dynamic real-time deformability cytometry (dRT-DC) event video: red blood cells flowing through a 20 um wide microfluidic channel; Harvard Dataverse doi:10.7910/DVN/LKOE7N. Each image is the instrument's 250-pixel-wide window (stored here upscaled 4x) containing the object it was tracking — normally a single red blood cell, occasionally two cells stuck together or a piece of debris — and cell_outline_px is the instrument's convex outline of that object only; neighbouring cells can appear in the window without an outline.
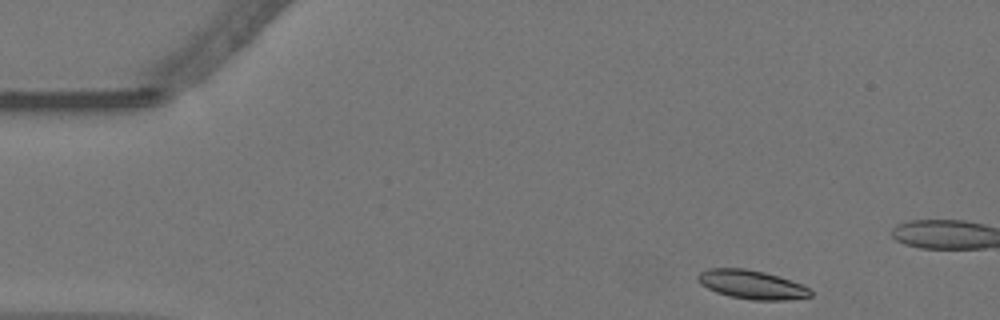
{"species": "Egyptian fruit bat (a non-hibernating species)", "species_latin": "Rousettus aegyptiacus", "temperature_condition": "warm", "stored_images_in_passage": 40, "camera_frame_rate_fps": 3000, "um_per_image_px": 0.085, "animal": {"sex": "female"}, "frame": {"image": 1, "passage_image": 1, "time_ms": 0.0, "image_size_px": [1000, 320], "cell_outline_px": [[812, 296], [788, 300], [752, 300], [728, 296], [716, 292], [700, 284], [696, 280], [696, 276], [700, 272], [708, 268], [744, 268], [764, 272], [792, 280], [804, 284], [812, 292]], "centroid_in_image_um": [63.89, 24.19], "position_along_channel_um": 21.1, "area_um2": 19.13}}
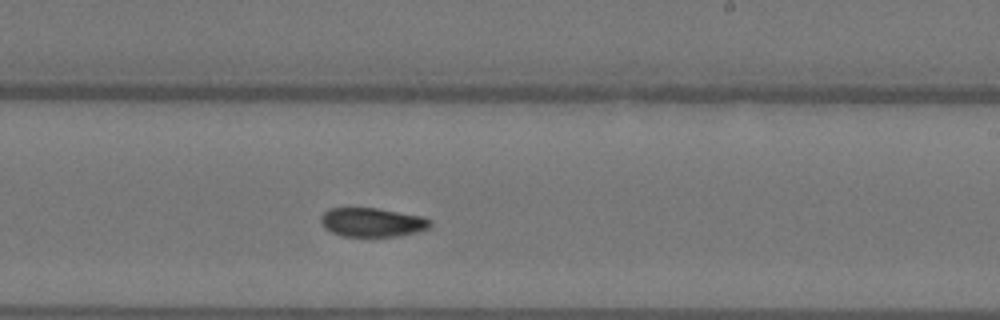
{"frame": {"image": 2, "passage_image": 28, "time_ms": 9.0, "image_size_px": [1000, 320], "cell_outline_px": [[432, 224], [428, 228], [420, 232], [400, 236], [340, 236], [324, 228], [320, 220], [320, 216], [328, 208], [376, 208], [424, 216], [432, 220]], "centroid_in_image_um": [31.66, 18.9], "position_along_channel_um": 257.3, "area_um2": 18.73}}
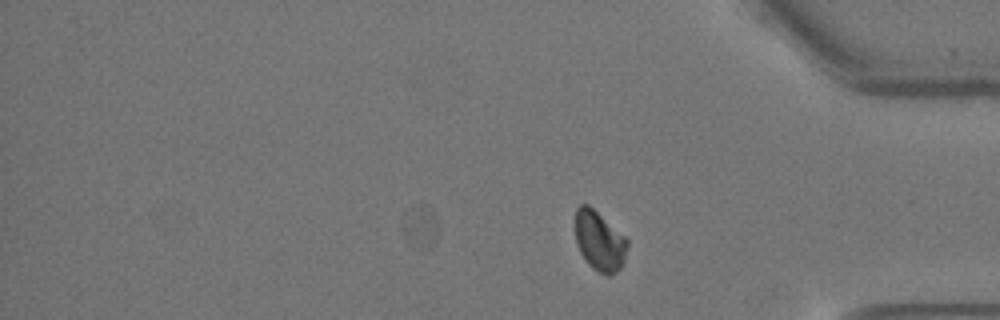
{"frame": {"image": 3, "passage_image": 40, "time_ms": 13.0, "image_size_px": [1000, 320], "cell_outline_px": [[628, 244], [624, 264], [612, 276], [608, 276], [592, 268], [588, 264], [580, 252], [576, 240], [576, 208], [580, 204], [588, 204], [624, 236], [628, 240]], "centroid_in_image_um": [50.97, 20.51], "position_along_channel_um": 384.2, "area_um2": 18.03}, "authors_computed_cell_mechanics": {"area_um2": 19.1607, "velocity_mm_per_s": 3.5295, "shape_relaxation_time_tau1_ms": 6.7671, "shape_relaxation_time_tau2_ms": 4.9878, "deformation_change_tau1": 0.1479, "deformation_change_tau2": 0.0757}}